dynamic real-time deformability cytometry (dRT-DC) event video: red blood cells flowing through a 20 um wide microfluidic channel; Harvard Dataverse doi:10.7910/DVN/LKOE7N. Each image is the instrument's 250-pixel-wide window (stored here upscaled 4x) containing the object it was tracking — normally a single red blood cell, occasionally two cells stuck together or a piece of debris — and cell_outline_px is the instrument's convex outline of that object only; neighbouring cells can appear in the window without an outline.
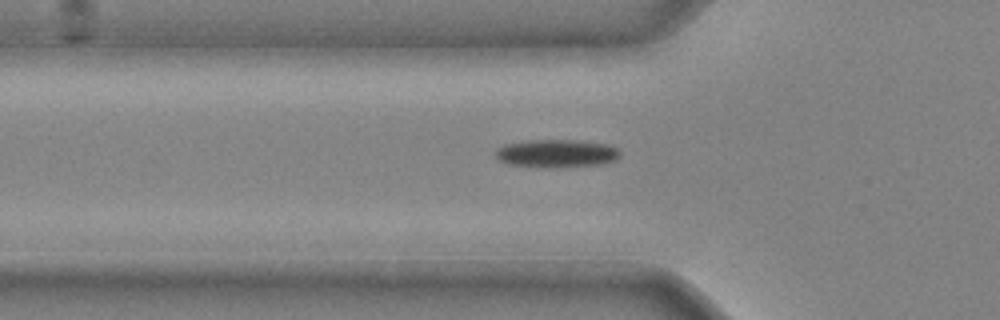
{"species": "common noctule bat (a hibernating species)", "species_latin": "Nyctalus noctula", "temperature_condition": "cold", "stored_images_in_passage": 30, "camera_frame_rate_fps": 3000, "um_per_image_px": 0.085, "animal": {"sex": "male", "body_mass_g": 20.4}, "frame": {"image": 1, "passage_image": 4, "time_ms": 1.0, "image_size_px": [1000, 320], "cell_outline_px": [[620, 156], [616, 160], [604, 164], [560, 168], [548, 168], [508, 164], [500, 160], [496, 156], [496, 148], [504, 144], [528, 140], [580, 140], [608, 144], [616, 148], [620, 152]], "centroid_in_image_um": [47.33, 13.05], "position_along_channel_um": 78.5, "area_um2": 20.69}}
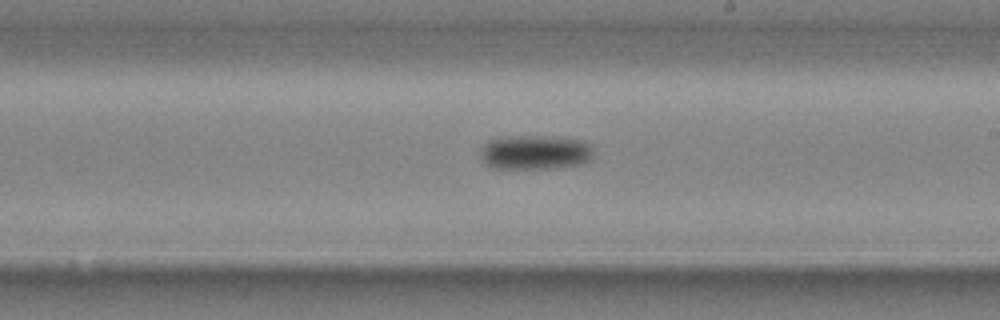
{"frame": {"image": 2, "passage_image": 15, "time_ms": 4.667, "image_size_px": [1000, 320], "cell_outline_px": [[592, 160], [580, 164], [556, 168], [492, 168], [484, 164], [480, 156], [480, 152], [484, 144], [488, 140], [500, 136], [560, 136], [584, 140], [592, 144]], "centroid_in_image_um": [45.5, 12.93], "position_along_channel_um": 243.5, "area_um2": 23.29}}
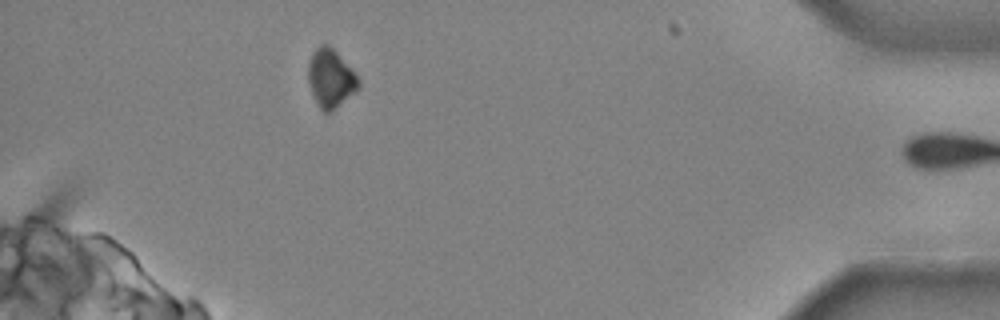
{"frame": {"image": 3, "passage_image": 29, "time_ms": 9.333, "image_size_px": [1000, 320], "cell_outline_px": [[360, 88], [356, 92], [332, 112], [324, 112], [320, 108], [312, 92], [308, 80], [308, 60], [312, 52], [320, 44], [328, 44], [356, 72], [360, 80]], "centroid_in_image_um": [28.13, 6.65], "position_along_channel_um": 407.1, "area_um2": 17.34}}